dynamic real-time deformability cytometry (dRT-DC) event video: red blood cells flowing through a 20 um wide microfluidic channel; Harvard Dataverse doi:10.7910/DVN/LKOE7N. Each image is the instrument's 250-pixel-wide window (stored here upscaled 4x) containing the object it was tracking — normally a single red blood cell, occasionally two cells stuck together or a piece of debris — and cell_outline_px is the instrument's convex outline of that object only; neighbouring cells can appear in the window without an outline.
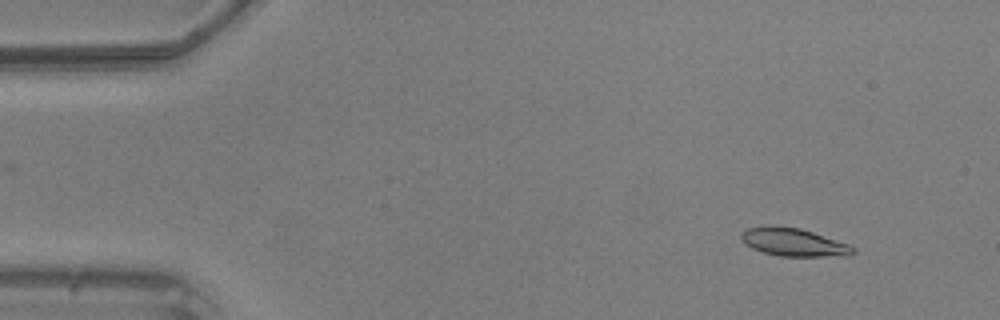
{"species": "common noctule bat (a hibernating species)", "species_latin": "Nyctalus noctula", "temperature_condition": "warm", "stored_images_in_passage": 49, "camera_frame_rate_fps": 3000, "um_per_image_px": 0.085, "animal": {"sex": "male", "body_mass_g": 20.5, "forearm_length_mm": 52.5}, "frame": {"image": 1, "passage_image": 5, "time_ms": 1.333, "image_size_px": [1000, 320], "cell_outline_px": [[856, 252], [824, 256], [780, 256], [764, 252], [752, 248], [744, 244], [740, 236], [744, 228], [768, 224], [800, 228], [848, 244], [856, 248]], "centroid_in_image_um": [67.34, 20.55], "position_along_channel_um": 17.7, "area_um2": 18.09}}
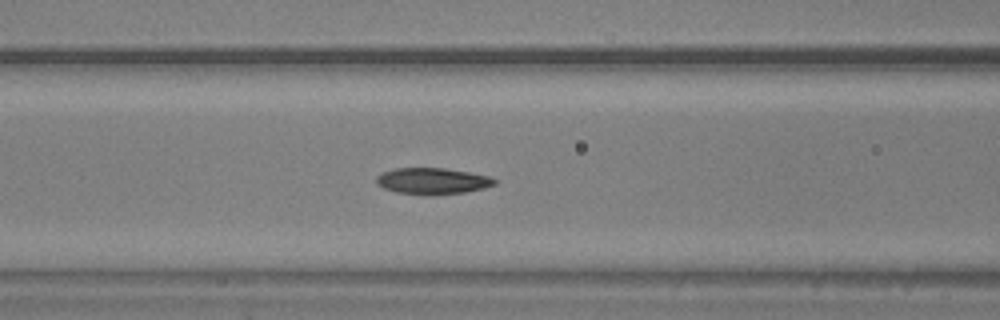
{"frame": {"image": 2, "passage_image": 20, "time_ms": 6.333, "image_size_px": [1000, 320], "cell_outline_px": [[500, 180], [496, 184], [484, 188], [464, 192], [432, 196], [424, 196], [396, 192], [384, 188], [376, 184], [376, 176], [380, 172], [396, 168], [444, 168], [492, 176]], "centroid_in_image_um": [36.77, 15.4], "position_along_channel_um": 129.8, "area_um2": 18.61}}
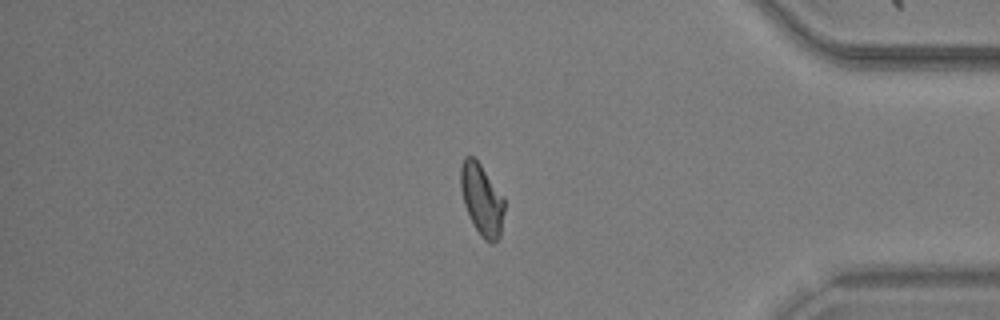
{"frame": {"image": 3, "passage_image": 41, "time_ms": 13.333, "image_size_px": [1000, 320], "cell_outline_px": [[504, 212], [500, 236], [492, 244], [488, 244], [480, 236], [464, 204], [460, 188], [460, 168], [464, 156], [472, 156], [480, 164], [504, 196]], "centroid_in_image_um": [40.96, 16.97], "position_along_channel_um": 394.2, "area_um2": 18.21}}